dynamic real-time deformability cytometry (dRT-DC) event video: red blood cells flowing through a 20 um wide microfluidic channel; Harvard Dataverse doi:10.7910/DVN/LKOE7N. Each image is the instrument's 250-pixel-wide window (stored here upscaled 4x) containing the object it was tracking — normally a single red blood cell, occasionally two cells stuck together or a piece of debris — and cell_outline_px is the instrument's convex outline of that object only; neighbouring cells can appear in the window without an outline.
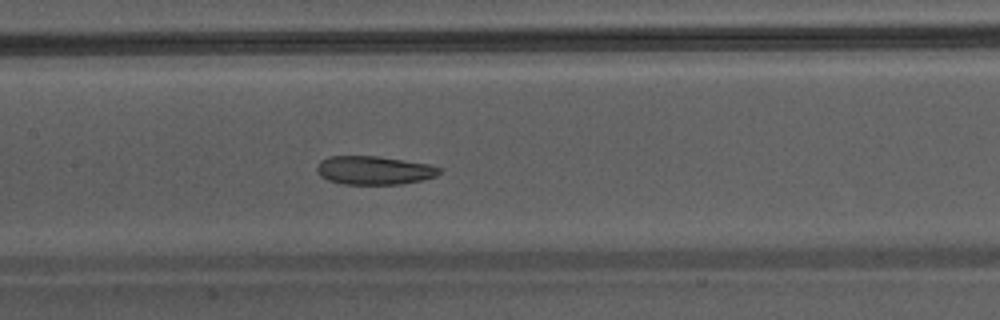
{"species": "Egyptian fruit bat (a non-hibernating species)", "species_latin": "Rousettus aegyptiacus", "temperature_condition": "warm", "stored_images_in_passage": 33, "camera_frame_rate_fps": 3000, "um_per_image_px": 0.085, "animal": {"sex": "male"}, "frame": {"image": 1, "passage_image": 10, "time_ms": 3.0, "image_size_px": [1000, 320], "cell_outline_px": [[444, 168], [436, 176], [424, 180], [400, 184], [340, 184], [328, 180], [320, 176], [316, 172], [316, 164], [320, 160], [328, 156], [376, 156], [428, 164]], "centroid_in_image_um": [31.77, 14.48], "position_along_channel_um": 175.6, "area_um2": 20.58}}